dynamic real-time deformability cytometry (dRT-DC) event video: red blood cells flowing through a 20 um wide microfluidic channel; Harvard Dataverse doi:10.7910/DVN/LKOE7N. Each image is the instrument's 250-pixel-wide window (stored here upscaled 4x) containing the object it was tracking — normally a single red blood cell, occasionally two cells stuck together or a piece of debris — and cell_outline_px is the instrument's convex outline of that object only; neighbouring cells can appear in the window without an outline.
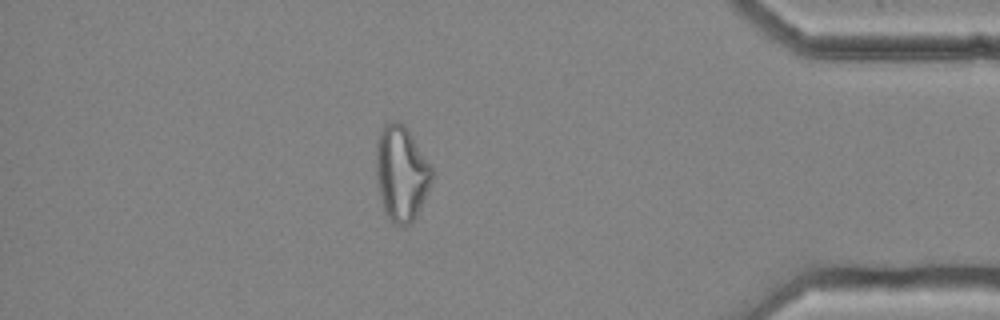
{"species": "common noctule bat (a hibernating species)", "species_latin": "Nyctalus noctula", "temperature_condition": "cold", "stored_images_in_passage": 57, "camera_frame_rate_fps": 3000, "um_per_image_px": 0.085, "animal": {"sex": "female", "body_mass_g": 25.1}, "frame": {"image": 1, "passage_image": 49, "time_ms": 16.0, "image_size_px": [1000, 320], "cell_outline_px": [[432, 180], [412, 220], [408, 224], [392, 224], [384, 212], [380, 196], [376, 176], [376, 144], [380, 132], [384, 124], [392, 120], [396, 120], [404, 124], [412, 136], [432, 168]], "centroid_in_image_um": [34.07, 14.69], "position_along_channel_um": 401.1, "area_um2": 30.35}}